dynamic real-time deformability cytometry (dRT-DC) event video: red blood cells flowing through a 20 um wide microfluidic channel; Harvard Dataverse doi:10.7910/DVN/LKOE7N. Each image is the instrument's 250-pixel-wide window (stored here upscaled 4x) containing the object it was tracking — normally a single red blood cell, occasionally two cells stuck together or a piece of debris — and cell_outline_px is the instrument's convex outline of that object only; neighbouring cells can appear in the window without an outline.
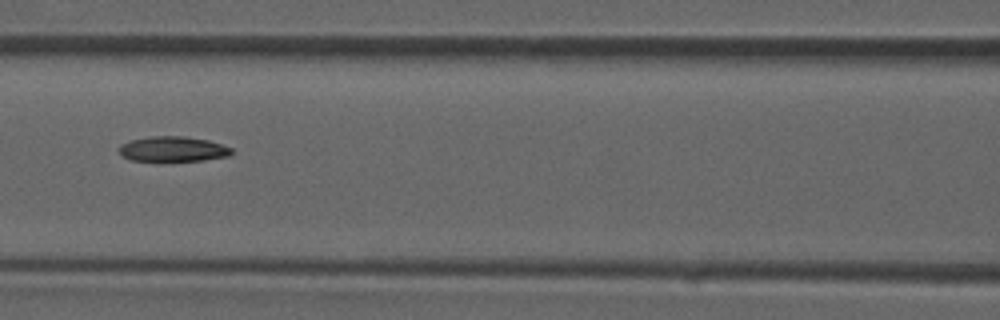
{"species": "common noctule bat (a hibernating species)", "species_latin": "Nyctalus noctula", "temperature_condition": "room temperature", "stored_images_in_passage": 41, "camera_frame_rate_fps": 3000, "um_per_image_px": 0.085, "animal": {"sex": "male", "forearm_length_mm": 52.5}, "frame": {"image": 1, "passage_image": 18, "time_ms": 5.667, "image_size_px": [1000, 320], "cell_outline_px": [[232, 152], [228, 156], [204, 160], [132, 160], [124, 156], [120, 152], [120, 144], [132, 140], [148, 136], [184, 136], [208, 140], [232, 148]], "centroid_in_image_um": [14.72, 12.65], "position_along_channel_um": 151.9, "area_um2": 16.13}}